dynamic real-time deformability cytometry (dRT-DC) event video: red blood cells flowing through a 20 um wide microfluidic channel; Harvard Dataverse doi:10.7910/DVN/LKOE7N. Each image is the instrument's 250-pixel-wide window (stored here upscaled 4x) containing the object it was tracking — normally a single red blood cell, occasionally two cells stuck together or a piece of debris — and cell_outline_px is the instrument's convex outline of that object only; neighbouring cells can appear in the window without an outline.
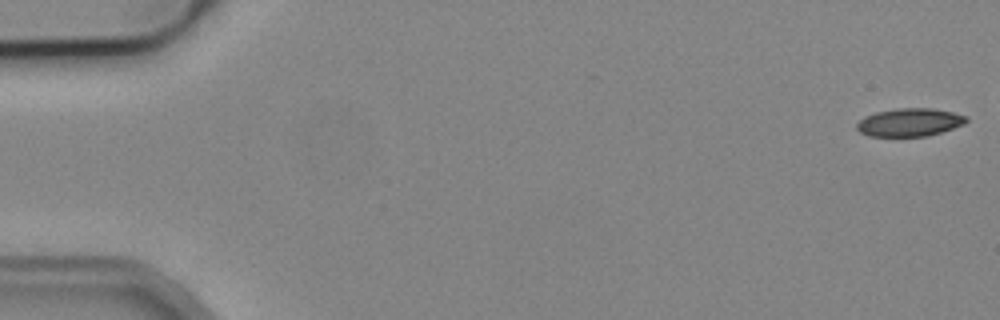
{"species": "common noctule bat (a hibernating species)", "species_latin": "Nyctalus noctula", "temperature_condition": "cold", "stored_images_in_passage": 6, "camera_frame_rate_fps": 3000, "um_per_image_px": 0.085, "animal": {"sex": "male", "body_mass_g": 19.2, "forearm_length_mm": 51.8}, "frame": {"image": 1, "passage_image": 1, "time_ms": 0.0, "image_size_px": [1000, 320], "cell_outline_px": [[968, 120], [964, 124], [940, 132], [924, 136], [868, 136], [860, 132], [856, 128], [856, 124], [864, 116], [876, 112], [900, 108], [932, 108], [952, 112], [968, 116]], "centroid_in_image_um": [77.3, 10.39], "position_along_channel_um": 7.7, "area_um2": 17.8}}